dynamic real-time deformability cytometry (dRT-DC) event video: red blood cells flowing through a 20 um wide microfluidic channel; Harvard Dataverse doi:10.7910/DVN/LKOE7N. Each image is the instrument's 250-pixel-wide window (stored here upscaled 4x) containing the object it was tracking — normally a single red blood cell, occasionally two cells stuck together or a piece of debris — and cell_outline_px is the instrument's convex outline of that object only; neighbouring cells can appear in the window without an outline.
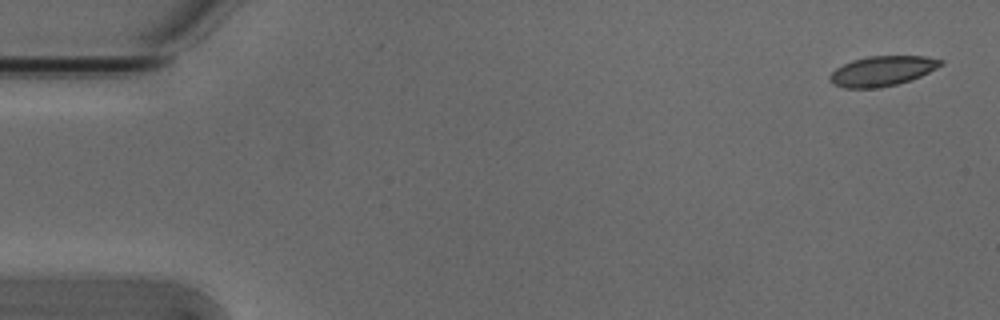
{"species": "Egyptian fruit bat (a non-hibernating species)", "species_latin": "Rousettus aegyptiacus", "temperature_condition": "cold", "stored_images_in_passage": 4, "camera_frame_rate_fps": 3000, "um_per_image_px": 0.085, "animal": {"sex": "male"}, "frame": {"image": 1, "passage_image": 1, "time_ms": 0.0, "image_size_px": [1000, 320], "cell_outline_px": [[944, 64], [920, 76], [896, 84], [880, 88], [844, 88], [832, 84], [828, 80], [828, 76], [836, 68], [852, 60], [868, 56], [924, 56], [944, 60]], "centroid_in_image_um": [74.95, 6.03], "position_along_channel_um": 10.0, "area_um2": 19.36}}